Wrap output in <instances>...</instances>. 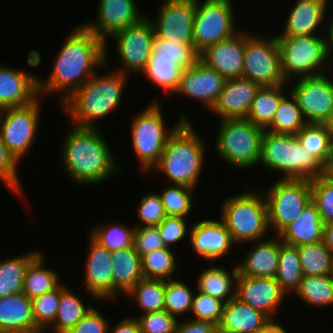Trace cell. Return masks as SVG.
I'll list each match as a JSON object with an SVG mask.
<instances>
[{
  "label": "cell",
  "mask_w": 333,
  "mask_h": 333,
  "mask_svg": "<svg viewBox=\"0 0 333 333\" xmlns=\"http://www.w3.org/2000/svg\"><path fill=\"white\" fill-rule=\"evenodd\" d=\"M154 19L147 16L158 38L193 44L196 0H163Z\"/></svg>",
  "instance_id": "16"
},
{
  "label": "cell",
  "mask_w": 333,
  "mask_h": 333,
  "mask_svg": "<svg viewBox=\"0 0 333 333\" xmlns=\"http://www.w3.org/2000/svg\"><path fill=\"white\" fill-rule=\"evenodd\" d=\"M0 333H41L35 325L32 301L23 292L0 298Z\"/></svg>",
  "instance_id": "27"
},
{
  "label": "cell",
  "mask_w": 333,
  "mask_h": 333,
  "mask_svg": "<svg viewBox=\"0 0 333 333\" xmlns=\"http://www.w3.org/2000/svg\"><path fill=\"white\" fill-rule=\"evenodd\" d=\"M61 296V283L49 292L31 299L36 328L45 333L53 325Z\"/></svg>",
  "instance_id": "47"
},
{
  "label": "cell",
  "mask_w": 333,
  "mask_h": 333,
  "mask_svg": "<svg viewBox=\"0 0 333 333\" xmlns=\"http://www.w3.org/2000/svg\"><path fill=\"white\" fill-rule=\"evenodd\" d=\"M98 224L90 230V236L109 251H116L133 245V232L135 226L125 224Z\"/></svg>",
  "instance_id": "44"
},
{
  "label": "cell",
  "mask_w": 333,
  "mask_h": 333,
  "mask_svg": "<svg viewBox=\"0 0 333 333\" xmlns=\"http://www.w3.org/2000/svg\"><path fill=\"white\" fill-rule=\"evenodd\" d=\"M113 302L119 294H126L140 280L144 279L141 256L134 246L112 251Z\"/></svg>",
  "instance_id": "30"
},
{
  "label": "cell",
  "mask_w": 333,
  "mask_h": 333,
  "mask_svg": "<svg viewBox=\"0 0 333 333\" xmlns=\"http://www.w3.org/2000/svg\"><path fill=\"white\" fill-rule=\"evenodd\" d=\"M224 304L221 300L198 291L197 294L194 293L190 310L194 316L188 319L219 325Z\"/></svg>",
  "instance_id": "50"
},
{
  "label": "cell",
  "mask_w": 333,
  "mask_h": 333,
  "mask_svg": "<svg viewBox=\"0 0 333 333\" xmlns=\"http://www.w3.org/2000/svg\"><path fill=\"white\" fill-rule=\"evenodd\" d=\"M38 97L37 75L23 68L0 64V110L28 105Z\"/></svg>",
  "instance_id": "23"
},
{
  "label": "cell",
  "mask_w": 333,
  "mask_h": 333,
  "mask_svg": "<svg viewBox=\"0 0 333 333\" xmlns=\"http://www.w3.org/2000/svg\"><path fill=\"white\" fill-rule=\"evenodd\" d=\"M45 257L39 252L25 270L22 292L30 299L54 290L60 282L59 272L44 266Z\"/></svg>",
  "instance_id": "32"
},
{
  "label": "cell",
  "mask_w": 333,
  "mask_h": 333,
  "mask_svg": "<svg viewBox=\"0 0 333 333\" xmlns=\"http://www.w3.org/2000/svg\"><path fill=\"white\" fill-rule=\"evenodd\" d=\"M270 321L262 311L234 297L224 304L219 326L232 333H255Z\"/></svg>",
  "instance_id": "29"
},
{
  "label": "cell",
  "mask_w": 333,
  "mask_h": 333,
  "mask_svg": "<svg viewBox=\"0 0 333 333\" xmlns=\"http://www.w3.org/2000/svg\"><path fill=\"white\" fill-rule=\"evenodd\" d=\"M238 269L237 265L229 271L222 266L210 265L201 271L196 280L197 291L227 303L236 297Z\"/></svg>",
  "instance_id": "31"
},
{
  "label": "cell",
  "mask_w": 333,
  "mask_h": 333,
  "mask_svg": "<svg viewBox=\"0 0 333 333\" xmlns=\"http://www.w3.org/2000/svg\"><path fill=\"white\" fill-rule=\"evenodd\" d=\"M304 276L333 275V253L324 241L298 247Z\"/></svg>",
  "instance_id": "41"
},
{
  "label": "cell",
  "mask_w": 333,
  "mask_h": 333,
  "mask_svg": "<svg viewBox=\"0 0 333 333\" xmlns=\"http://www.w3.org/2000/svg\"><path fill=\"white\" fill-rule=\"evenodd\" d=\"M280 49L281 68L290 85L292 78L324 74L333 67L328 57L325 37L321 35L276 37Z\"/></svg>",
  "instance_id": "9"
},
{
  "label": "cell",
  "mask_w": 333,
  "mask_h": 333,
  "mask_svg": "<svg viewBox=\"0 0 333 333\" xmlns=\"http://www.w3.org/2000/svg\"><path fill=\"white\" fill-rule=\"evenodd\" d=\"M19 163L9 153L7 147L0 138V181L17 196L24 197L21 178H19Z\"/></svg>",
  "instance_id": "52"
},
{
  "label": "cell",
  "mask_w": 333,
  "mask_h": 333,
  "mask_svg": "<svg viewBox=\"0 0 333 333\" xmlns=\"http://www.w3.org/2000/svg\"><path fill=\"white\" fill-rule=\"evenodd\" d=\"M303 276L298 247L286 244L280 239L279 264L275 279L286 296L291 295L290 293L295 295Z\"/></svg>",
  "instance_id": "34"
},
{
  "label": "cell",
  "mask_w": 333,
  "mask_h": 333,
  "mask_svg": "<svg viewBox=\"0 0 333 333\" xmlns=\"http://www.w3.org/2000/svg\"><path fill=\"white\" fill-rule=\"evenodd\" d=\"M323 241L333 253V222L324 224Z\"/></svg>",
  "instance_id": "61"
},
{
  "label": "cell",
  "mask_w": 333,
  "mask_h": 333,
  "mask_svg": "<svg viewBox=\"0 0 333 333\" xmlns=\"http://www.w3.org/2000/svg\"><path fill=\"white\" fill-rule=\"evenodd\" d=\"M134 317H123L114 327L109 325L108 333H141L139 322Z\"/></svg>",
  "instance_id": "58"
},
{
  "label": "cell",
  "mask_w": 333,
  "mask_h": 333,
  "mask_svg": "<svg viewBox=\"0 0 333 333\" xmlns=\"http://www.w3.org/2000/svg\"><path fill=\"white\" fill-rule=\"evenodd\" d=\"M185 219L187 218L166 216L157 226L165 247L172 249L175 243L181 242L184 237L190 234V229Z\"/></svg>",
  "instance_id": "54"
},
{
  "label": "cell",
  "mask_w": 333,
  "mask_h": 333,
  "mask_svg": "<svg viewBox=\"0 0 333 333\" xmlns=\"http://www.w3.org/2000/svg\"><path fill=\"white\" fill-rule=\"evenodd\" d=\"M115 41V52L124 75L143 76L153 50L155 31L152 22L146 16L138 24L127 27L111 36Z\"/></svg>",
  "instance_id": "14"
},
{
  "label": "cell",
  "mask_w": 333,
  "mask_h": 333,
  "mask_svg": "<svg viewBox=\"0 0 333 333\" xmlns=\"http://www.w3.org/2000/svg\"><path fill=\"white\" fill-rule=\"evenodd\" d=\"M136 319L141 333H175L179 321L166 310L141 314Z\"/></svg>",
  "instance_id": "53"
},
{
  "label": "cell",
  "mask_w": 333,
  "mask_h": 333,
  "mask_svg": "<svg viewBox=\"0 0 333 333\" xmlns=\"http://www.w3.org/2000/svg\"><path fill=\"white\" fill-rule=\"evenodd\" d=\"M61 142L60 160L67 177L78 185L110 180L120 167L99 128L73 126Z\"/></svg>",
  "instance_id": "2"
},
{
  "label": "cell",
  "mask_w": 333,
  "mask_h": 333,
  "mask_svg": "<svg viewBox=\"0 0 333 333\" xmlns=\"http://www.w3.org/2000/svg\"><path fill=\"white\" fill-rule=\"evenodd\" d=\"M98 3L97 19L83 25L105 42V62H108V39L116 32L138 24L148 14L139 11L136 0H99Z\"/></svg>",
  "instance_id": "17"
},
{
  "label": "cell",
  "mask_w": 333,
  "mask_h": 333,
  "mask_svg": "<svg viewBox=\"0 0 333 333\" xmlns=\"http://www.w3.org/2000/svg\"><path fill=\"white\" fill-rule=\"evenodd\" d=\"M331 72L291 80L292 88L289 91L296 98L307 123L325 124L333 115V76L329 75Z\"/></svg>",
  "instance_id": "15"
},
{
  "label": "cell",
  "mask_w": 333,
  "mask_h": 333,
  "mask_svg": "<svg viewBox=\"0 0 333 333\" xmlns=\"http://www.w3.org/2000/svg\"><path fill=\"white\" fill-rule=\"evenodd\" d=\"M233 13L232 0H196L193 47L198 53L240 31Z\"/></svg>",
  "instance_id": "13"
},
{
  "label": "cell",
  "mask_w": 333,
  "mask_h": 333,
  "mask_svg": "<svg viewBox=\"0 0 333 333\" xmlns=\"http://www.w3.org/2000/svg\"><path fill=\"white\" fill-rule=\"evenodd\" d=\"M215 325L209 322L183 319L178 321L175 333H210Z\"/></svg>",
  "instance_id": "57"
},
{
  "label": "cell",
  "mask_w": 333,
  "mask_h": 333,
  "mask_svg": "<svg viewBox=\"0 0 333 333\" xmlns=\"http://www.w3.org/2000/svg\"><path fill=\"white\" fill-rule=\"evenodd\" d=\"M166 280L142 279L124 297L131 298L143 311L141 314L164 310Z\"/></svg>",
  "instance_id": "40"
},
{
  "label": "cell",
  "mask_w": 333,
  "mask_h": 333,
  "mask_svg": "<svg viewBox=\"0 0 333 333\" xmlns=\"http://www.w3.org/2000/svg\"><path fill=\"white\" fill-rule=\"evenodd\" d=\"M311 201L315 204L324 224L333 222V179L326 173L310 180Z\"/></svg>",
  "instance_id": "49"
},
{
  "label": "cell",
  "mask_w": 333,
  "mask_h": 333,
  "mask_svg": "<svg viewBox=\"0 0 333 333\" xmlns=\"http://www.w3.org/2000/svg\"><path fill=\"white\" fill-rule=\"evenodd\" d=\"M323 233L324 223L320 213L310 201L301 214L279 234V237L282 242L299 247L322 241Z\"/></svg>",
  "instance_id": "28"
},
{
  "label": "cell",
  "mask_w": 333,
  "mask_h": 333,
  "mask_svg": "<svg viewBox=\"0 0 333 333\" xmlns=\"http://www.w3.org/2000/svg\"><path fill=\"white\" fill-rule=\"evenodd\" d=\"M40 98L41 96L28 105L0 110V138L19 164L33 148L39 132L42 115Z\"/></svg>",
  "instance_id": "12"
},
{
  "label": "cell",
  "mask_w": 333,
  "mask_h": 333,
  "mask_svg": "<svg viewBox=\"0 0 333 333\" xmlns=\"http://www.w3.org/2000/svg\"><path fill=\"white\" fill-rule=\"evenodd\" d=\"M243 78L255 82L260 87L288 83L281 68L280 49L276 34L264 38L251 31L246 32Z\"/></svg>",
  "instance_id": "11"
},
{
  "label": "cell",
  "mask_w": 333,
  "mask_h": 333,
  "mask_svg": "<svg viewBox=\"0 0 333 333\" xmlns=\"http://www.w3.org/2000/svg\"><path fill=\"white\" fill-rule=\"evenodd\" d=\"M328 128L329 135L331 137V141L333 144V115L329 118V120L325 123Z\"/></svg>",
  "instance_id": "62"
},
{
  "label": "cell",
  "mask_w": 333,
  "mask_h": 333,
  "mask_svg": "<svg viewBox=\"0 0 333 333\" xmlns=\"http://www.w3.org/2000/svg\"><path fill=\"white\" fill-rule=\"evenodd\" d=\"M218 123V136L214 143L218 157L240 171L255 168L265 129L246 118L221 119Z\"/></svg>",
  "instance_id": "8"
},
{
  "label": "cell",
  "mask_w": 333,
  "mask_h": 333,
  "mask_svg": "<svg viewBox=\"0 0 333 333\" xmlns=\"http://www.w3.org/2000/svg\"><path fill=\"white\" fill-rule=\"evenodd\" d=\"M266 191V192H265ZM264 193L271 234L279 235L311 201L310 180L278 179Z\"/></svg>",
  "instance_id": "10"
},
{
  "label": "cell",
  "mask_w": 333,
  "mask_h": 333,
  "mask_svg": "<svg viewBox=\"0 0 333 333\" xmlns=\"http://www.w3.org/2000/svg\"><path fill=\"white\" fill-rule=\"evenodd\" d=\"M226 79L214 69L198 60L183 70L178 89L174 94L196 99L207 111L216 103Z\"/></svg>",
  "instance_id": "19"
},
{
  "label": "cell",
  "mask_w": 333,
  "mask_h": 333,
  "mask_svg": "<svg viewBox=\"0 0 333 333\" xmlns=\"http://www.w3.org/2000/svg\"><path fill=\"white\" fill-rule=\"evenodd\" d=\"M140 223L134 226H158L166 217L159 193H149L142 197L136 209Z\"/></svg>",
  "instance_id": "51"
},
{
  "label": "cell",
  "mask_w": 333,
  "mask_h": 333,
  "mask_svg": "<svg viewBox=\"0 0 333 333\" xmlns=\"http://www.w3.org/2000/svg\"><path fill=\"white\" fill-rule=\"evenodd\" d=\"M328 2L329 0H297L284 22L282 34L276 37L323 34L319 31L326 23L327 13H330Z\"/></svg>",
  "instance_id": "25"
},
{
  "label": "cell",
  "mask_w": 333,
  "mask_h": 333,
  "mask_svg": "<svg viewBox=\"0 0 333 333\" xmlns=\"http://www.w3.org/2000/svg\"><path fill=\"white\" fill-rule=\"evenodd\" d=\"M285 85L286 88L289 86L287 83L279 86L260 87L246 119L256 126L266 129L272 123L281 99L288 94L284 92Z\"/></svg>",
  "instance_id": "35"
},
{
  "label": "cell",
  "mask_w": 333,
  "mask_h": 333,
  "mask_svg": "<svg viewBox=\"0 0 333 333\" xmlns=\"http://www.w3.org/2000/svg\"><path fill=\"white\" fill-rule=\"evenodd\" d=\"M288 94L281 99L272 123L265 130L277 134L296 135L307 124L296 98L290 91Z\"/></svg>",
  "instance_id": "39"
},
{
  "label": "cell",
  "mask_w": 333,
  "mask_h": 333,
  "mask_svg": "<svg viewBox=\"0 0 333 333\" xmlns=\"http://www.w3.org/2000/svg\"><path fill=\"white\" fill-rule=\"evenodd\" d=\"M260 192V193H259ZM220 217L236 247L267 238L270 229L264 193L250 189L223 199Z\"/></svg>",
  "instance_id": "6"
},
{
  "label": "cell",
  "mask_w": 333,
  "mask_h": 333,
  "mask_svg": "<svg viewBox=\"0 0 333 333\" xmlns=\"http://www.w3.org/2000/svg\"><path fill=\"white\" fill-rule=\"evenodd\" d=\"M171 248H160L141 256L142 272L145 279H173L177 271L175 252Z\"/></svg>",
  "instance_id": "43"
},
{
  "label": "cell",
  "mask_w": 333,
  "mask_h": 333,
  "mask_svg": "<svg viewBox=\"0 0 333 333\" xmlns=\"http://www.w3.org/2000/svg\"><path fill=\"white\" fill-rule=\"evenodd\" d=\"M330 20L329 21H326L327 22V34L325 37V42H326V49H327V53H328V57L330 59V62L332 63L333 61V17L329 18ZM331 57V58H330Z\"/></svg>",
  "instance_id": "59"
},
{
  "label": "cell",
  "mask_w": 333,
  "mask_h": 333,
  "mask_svg": "<svg viewBox=\"0 0 333 333\" xmlns=\"http://www.w3.org/2000/svg\"><path fill=\"white\" fill-rule=\"evenodd\" d=\"M184 68L178 65L174 59L155 58L152 54L148 64L142 73L150 82L160 87L166 96L172 95L178 89Z\"/></svg>",
  "instance_id": "37"
},
{
  "label": "cell",
  "mask_w": 333,
  "mask_h": 333,
  "mask_svg": "<svg viewBox=\"0 0 333 333\" xmlns=\"http://www.w3.org/2000/svg\"><path fill=\"white\" fill-rule=\"evenodd\" d=\"M83 299L67 285L61 283V296L58 311L52 329L49 333H67L73 328L93 307L82 301ZM48 333V332H45Z\"/></svg>",
  "instance_id": "33"
},
{
  "label": "cell",
  "mask_w": 333,
  "mask_h": 333,
  "mask_svg": "<svg viewBox=\"0 0 333 333\" xmlns=\"http://www.w3.org/2000/svg\"><path fill=\"white\" fill-rule=\"evenodd\" d=\"M158 100L138 112L131 121V144L140 168L147 174L159 162L167 140L183 122H190L184 114L168 129ZM167 126V127H166Z\"/></svg>",
  "instance_id": "7"
},
{
  "label": "cell",
  "mask_w": 333,
  "mask_h": 333,
  "mask_svg": "<svg viewBox=\"0 0 333 333\" xmlns=\"http://www.w3.org/2000/svg\"><path fill=\"white\" fill-rule=\"evenodd\" d=\"M295 295L308 306H333V275L303 276Z\"/></svg>",
  "instance_id": "42"
},
{
  "label": "cell",
  "mask_w": 333,
  "mask_h": 333,
  "mask_svg": "<svg viewBox=\"0 0 333 333\" xmlns=\"http://www.w3.org/2000/svg\"><path fill=\"white\" fill-rule=\"evenodd\" d=\"M188 238L195 254L211 264L226 257L235 246L231 233L221 219H202L192 223Z\"/></svg>",
  "instance_id": "20"
},
{
  "label": "cell",
  "mask_w": 333,
  "mask_h": 333,
  "mask_svg": "<svg viewBox=\"0 0 333 333\" xmlns=\"http://www.w3.org/2000/svg\"><path fill=\"white\" fill-rule=\"evenodd\" d=\"M133 246L140 256L165 247L157 226H135Z\"/></svg>",
  "instance_id": "55"
},
{
  "label": "cell",
  "mask_w": 333,
  "mask_h": 333,
  "mask_svg": "<svg viewBox=\"0 0 333 333\" xmlns=\"http://www.w3.org/2000/svg\"><path fill=\"white\" fill-rule=\"evenodd\" d=\"M62 44L50 75L47 79L38 76L39 96L59 93V105L83 86L96 68L108 65L105 62V42L83 24L70 31Z\"/></svg>",
  "instance_id": "1"
},
{
  "label": "cell",
  "mask_w": 333,
  "mask_h": 333,
  "mask_svg": "<svg viewBox=\"0 0 333 333\" xmlns=\"http://www.w3.org/2000/svg\"><path fill=\"white\" fill-rule=\"evenodd\" d=\"M252 247L237 264L238 274L249 277L275 278L279 264V235L249 242Z\"/></svg>",
  "instance_id": "26"
},
{
  "label": "cell",
  "mask_w": 333,
  "mask_h": 333,
  "mask_svg": "<svg viewBox=\"0 0 333 333\" xmlns=\"http://www.w3.org/2000/svg\"><path fill=\"white\" fill-rule=\"evenodd\" d=\"M38 253L35 249L0 261V298L22 292L25 270Z\"/></svg>",
  "instance_id": "38"
},
{
  "label": "cell",
  "mask_w": 333,
  "mask_h": 333,
  "mask_svg": "<svg viewBox=\"0 0 333 333\" xmlns=\"http://www.w3.org/2000/svg\"><path fill=\"white\" fill-rule=\"evenodd\" d=\"M280 175V179L313 180L327 169L299 143L296 135L265 130L258 164Z\"/></svg>",
  "instance_id": "5"
},
{
  "label": "cell",
  "mask_w": 333,
  "mask_h": 333,
  "mask_svg": "<svg viewBox=\"0 0 333 333\" xmlns=\"http://www.w3.org/2000/svg\"><path fill=\"white\" fill-rule=\"evenodd\" d=\"M152 55L155 58L174 59L184 69L194 65L199 60V53L194 49L193 44L172 43L158 38L156 35L153 41Z\"/></svg>",
  "instance_id": "48"
},
{
  "label": "cell",
  "mask_w": 333,
  "mask_h": 333,
  "mask_svg": "<svg viewBox=\"0 0 333 333\" xmlns=\"http://www.w3.org/2000/svg\"><path fill=\"white\" fill-rule=\"evenodd\" d=\"M127 78L129 76L117 70L106 71L104 74L96 71L83 86L60 104L69 118V126L96 128L97 121L120 107Z\"/></svg>",
  "instance_id": "3"
},
{
  "label": "cell",
  "mask_w": 333,
  "mask_h": 333,
  "mask_svg": "<svg viewBox=\"0 0 333 333\" xmlns=\"http://www.w3.org/2000/svg\"><path fill=\"white\" fill-rule=\"evenodd\" d=\"M193 287L179 279L166 280L164 310L178 320L190 314L194 293ZM181 317V318H179Z\"/></svg>",
  "instance_id": "45"
},
{
  "label": "cell",
  "mask_w": 333,
  "mask_h": 333,
  "mask_svg": "<svg viewBox=\"0 0 333 333\" xmlns=\"http://www.w3.org/2000/svg\"><path fill=\"white\" fill-rule=\"evenodd\" d=\"M246 31L240 29L234 36L206 47L199 60L225 79L243 77Z\"/></svg>",
  "instance_id": "21"
},
{
  "label": "cell",
  "mask_w": 333,
  "mask_h": 333,
  "mask_svg": "<svg viewBox=\"0 0 333 333\" xmlns=\"http://www.w3.org/2000/svg\"><path fill=\"white\" fill-rule=\"evenodd\" d=\"M259 88L258 84L243 77L226 79L223 90L210 111L219 120L247 118Z\"/></svg>",
  "instance_id": "24"
},
{
  "label": "cell",
  "mask_w": 333,
  "mask_h": 333,
  "mask_svg": "<svg viewBox=\"0 0 333 333\" xmlns=\"http://www.w3.org/2000/svg\"><path fill=\"white\" fill-rule=\"evenodd\" d=\"M210 333H232V332L222 329L219 325H215Z\"/></svg>",
  "instance_id": "63"
},
{
  "label": "cell",
  "mask_w": 333,
  "mask_h": 333,
  "mask_svg": "<svg viewBox=\"0 0 333 333\" xmlns=\"http://www.w3.org/2000/svg\"><path fill=\"white\" fill-rule=\"evenodd\" d=\"M191 122H183L169 137L159 162L151 172L166 176L169 184L197 189L206 144Z\"/></svg>",
  "instance_id": "4"
},
{
  "label": "cell",
  "mask_w": 333,
  "mask_h": 333,
  "mask_svg": "<svg viewBox=\"0 0 333 333\" xmlns=\"http://www.w3.org/2000/svg\"><path fill=\"white\" fill-rule=\"evenodd\" d=\"M255 333H288L282 324H280L277 319L271 320L263 328L257 330Z\"/></svg>",
  "instance_id": "60"
},
{
  "label": "cell",
  "mask_w": 333,
  "mask_h": 333,
  "mask_svg": "<svg viewBox=\"0 0 333 333\" xmlns=\"http://www.w3.org/2000/svg\"><path fill=\"white\" fill-rule=\"evenodd\" d=\"M327 174L333 179V160L327 169Z\"/></svg>",
  "instance_id": "64"
},
{
  "label": "cell",
  "mask_w": 333,
  "mask_h": 333,
  "mask_svg": "<svg viewBox=\"0 0 333 333\" xmlns=\"http://www.w3.org/2000/svg\"><path fill=\"white\" fill-rule=\"evenodd\" d=\"M296 137L308 154L328 169L333 160V144L327 126L307 123Z\"/></svg>",
  "instance_id": "36"
},
{
  "label": "cell",
  "mask_w": 333,
  "mask_h": 333,
  "mask_svg": "<svg viewBox=\"0 0 333 333\" xmlns=\"http://www.w3.org/2000/svg\"><path fill=\"white\" fill-rule=\"evenodd\" d=\"M111 321L101 315L97 308H92L73 328L67 333H108Z\"/></svg>",
  "instance_id": "56"
},
{
  "label": "cell",
  "mask_w": 333,
  "mask_h": 333,
  "mask_svg": "<svg viewBox=\"0 0 333 333\" xmlns=\"http://www.w3.org/2000/svg\"><path fill=\"white\" fill-rule=\"evenodd\" d=\"M236 297L252 308L262 311L275 320L278 309L286 298L275 278H260L239 275Z\"/></svg>",
  "instance_id": "22"
},
{
  "label": "cell",
  "mask_w": 333,
  "mask_h": 333,
  "mask_svg": "<svg viewBox=\"0 0 333 333\" xmlns=\"http://www.w3.org/2000/svg\"><path fill=\"white\" fill-rule=\"evenodd\" d=\"M84 265L83 289L86 295L97 301L113 302V265L112 253L91 236L89 239Z\"/></svg>",
  "instance_id": "18"
},
{
  "label": "cell",
  "mask_w": 333,
  "mask_h": 333,
  "mask_svg": "<svg viewBox=\"0 0 333 333\" xmlns=\"http://www.w3.org/2000/svg\"><path fill=\"white\" fill-rule=\"evenodd\" d=\"M164 190L159 193L166 216L189 217L193 210V196L195 189L182 185L164 186ZM194 194V195H193ZM188 215V216H187Z\"/></svg>",
  "instance_id": "46"
}]
</instances>
